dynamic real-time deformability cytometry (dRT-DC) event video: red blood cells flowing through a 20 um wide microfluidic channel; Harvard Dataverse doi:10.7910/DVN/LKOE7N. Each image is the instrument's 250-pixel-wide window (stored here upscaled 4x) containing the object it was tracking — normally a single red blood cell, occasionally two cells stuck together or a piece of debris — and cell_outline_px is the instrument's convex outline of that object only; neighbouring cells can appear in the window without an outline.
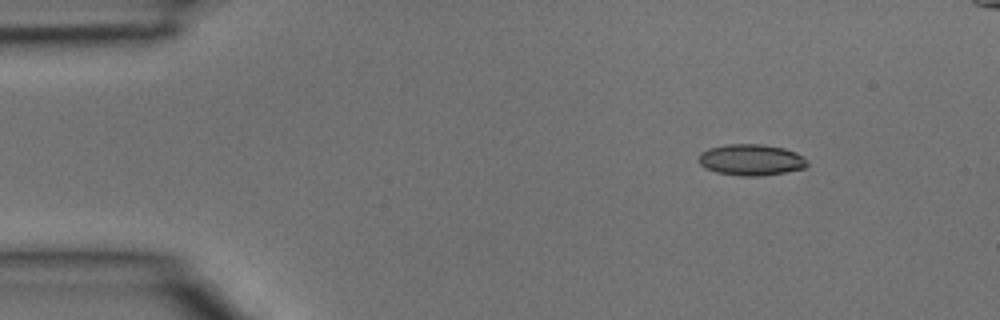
{"species": "common noctule bat (a hibernating species)", "species_latin": "Nyctalus noctula", "temperature_condition": "room temperature", "stored_images_in_passage": 5, "camera_frame_rate_fps": 3000, "um_per_image_px": 0.085, "animal": {"sex": "male", "body_mass_g": 15.6}, "frame": {"image": 1, "passage_image": 1, "time_ms": 0.0, "image_size_px": [1000, 320], "cell_outline_px": [[808, 164], [804, 168], [788, 172], [756, 176], [740, 176], [716, 172], [704, 168], [696, 160], [696, 156], [700, 152], [708, 148], [728, 144], [760, 144], [784, 148], [796, 152], [804, 156], [808, 160]], "centroid_in_image_um": [63.81, 13.58], "position_along_channel_um": 21.2, "area_um2": 20.11}}